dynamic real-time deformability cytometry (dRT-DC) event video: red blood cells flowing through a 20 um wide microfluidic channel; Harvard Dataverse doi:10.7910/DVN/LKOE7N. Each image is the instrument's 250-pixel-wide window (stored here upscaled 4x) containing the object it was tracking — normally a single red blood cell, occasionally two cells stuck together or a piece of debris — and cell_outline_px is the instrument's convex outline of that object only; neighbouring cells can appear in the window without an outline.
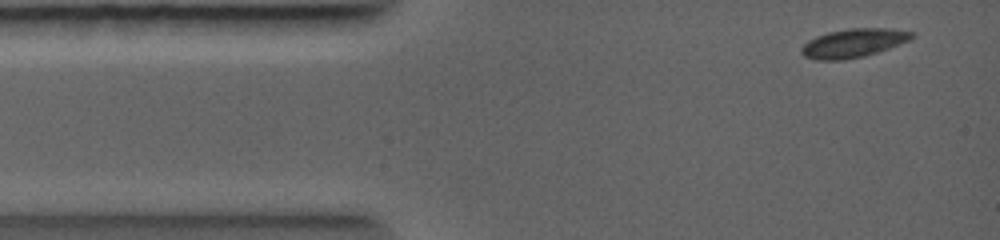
{"species": "common noctule bat (a hibernating species)", "species_latin": "Nyctalus noctula", "temperature_condition": "warm", "stored_images_in_passage": 15, "camera_frame_rate_fps": 5000, "um_per_image_px": 0.085, "animal": {"sex": "female", "body_mass_g": 19.0, "forearm_length_mm": 56.7}, "frame": {"image": 1, "passage_image": 1, "time_ms": 0.0, "image_size_px": [1000, 240], "cell_outline_px": [[916, 36], [912, 40], [864, 56], [844, 60], [816, 60], [804, 56], [800, 52], [800, 48], [808, 40], [816, 36], [828, 32], [848, 28], [892, 28], [916, 32]], "centroid_in_image_um": [72.57, 3.65], "position_along_channel_um": 12.4, "area_um2": 18.73}}
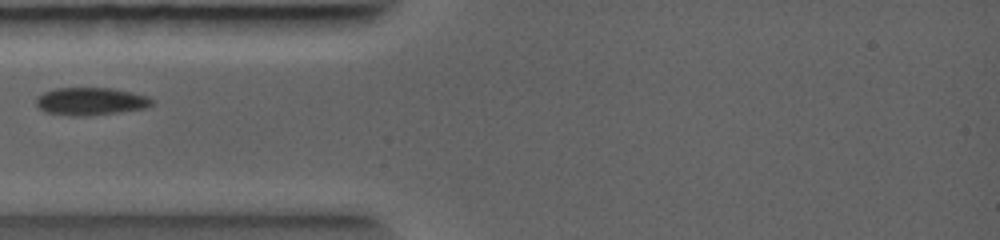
{"frame": {"image": 2, "passage_image": 4, "time_ms": 2.0, "image_size_px": [1000, 240], "cell_outline_px": [[156, 100], [152, 104], [144, 108], [116, 112], [48, 112], [40, 108], [36, 104], [36, 96], [44, 92], [56, 88], [112, 88], [132, 92], [148, 96]], "centroid_in_image_um": [7.78, 8.53], "position_along_channel_um": 77.2, "area_um2": 17.4}}
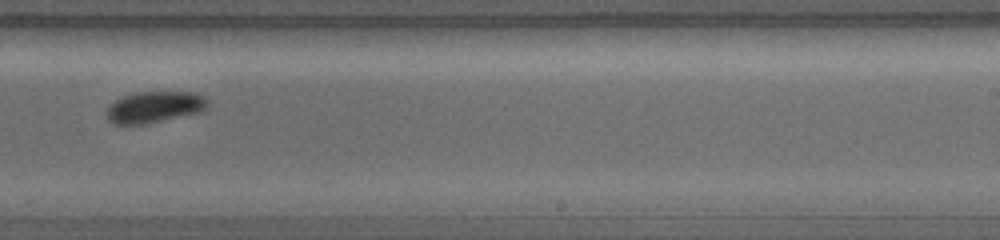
{"frame": {"image": 3, "passage_image": 9, "time_ms": 5.2, "image_size_px": [1000, 240], "cell_outline_px": [[208, 104], [204, 108], [196, 112], [140, 124], [120, 124], [112, 120], [108, 116], [108, 108], [116, 100], [132, 92], [196, 92], [208, 96]], "centroid_in_image_um": [13.18, 9.04], "position_along_channel_um": 275.8, "area_um2": 17.74}}